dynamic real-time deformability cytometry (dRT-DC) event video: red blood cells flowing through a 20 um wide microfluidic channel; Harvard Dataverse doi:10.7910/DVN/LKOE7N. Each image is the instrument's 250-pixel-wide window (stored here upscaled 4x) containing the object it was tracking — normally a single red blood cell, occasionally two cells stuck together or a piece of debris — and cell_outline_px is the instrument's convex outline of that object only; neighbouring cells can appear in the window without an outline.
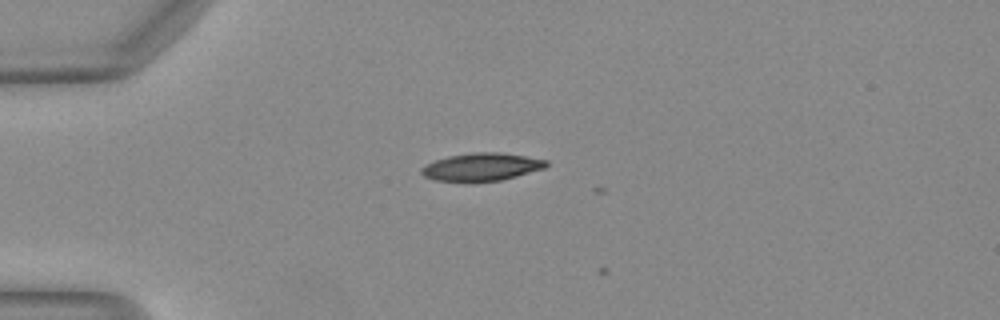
{"species": "Egyptian fruit bat (a non-hibernating species)", "species_latin": "Rousettus aegyptiacus", "temperature_condition": "warm", "stored_images_in_passage": 2, "camera_frame_rate_fps": 3000, "um_per_image_px": 0.085, "animal": {"sex": "female"}, "frame": {"image": 1, "passage_image": 1, "time_ms": 0.0, "image_size_px": [1000, 320], "cell_outline_px": [[548, 164], [544, 168], [516, 176], [500, 180], [472, 184], [468, 184], [432, 180], [424, 176], [420, 172], [420, 168], [424, 164], [448, 156], [472, 152], [500, 152], [548, 160]], "centroid_in_image_um": [40.85, 14.22], "position_along_channel_um": 44.2, "area_um2": 20.87}}